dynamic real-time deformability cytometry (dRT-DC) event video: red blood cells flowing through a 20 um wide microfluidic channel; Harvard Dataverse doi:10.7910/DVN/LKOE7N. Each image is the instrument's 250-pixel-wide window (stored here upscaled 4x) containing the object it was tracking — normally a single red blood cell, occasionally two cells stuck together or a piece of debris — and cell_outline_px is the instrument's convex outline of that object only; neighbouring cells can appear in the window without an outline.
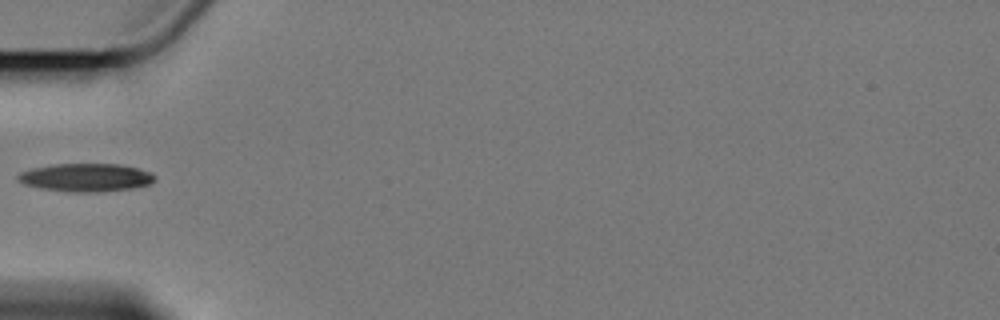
{"species": "Egyptian fruit bat (a non-hibernating species)", "species_latin": "Rousettus aegyptiacus", "temperature_condition": "cold", "stored_images_in_passage": 1, "camera_frame_rate_fps": 3000, "um_per_image_px": 0.085, "animal": {"sex": "female"}, "frame": {"image": 1, "passage_image": 1, "time_ms": 0.0, "image_size_px": [1000, 320], "cell_outline_px": [[156, 180], [148, 184], [132, 188], [100, 192], [68, 192], [40, 188], [24, 184], [16, 180], [16, 176], [20, 172], [32, 168], [52, 164], [120, 164], [140, 168], [152, 172], [156, 176]], "centroid_in_image_um": [7.3, 15.08], "position_along_channel_um": 77.7, "area_um2": 22.72}}